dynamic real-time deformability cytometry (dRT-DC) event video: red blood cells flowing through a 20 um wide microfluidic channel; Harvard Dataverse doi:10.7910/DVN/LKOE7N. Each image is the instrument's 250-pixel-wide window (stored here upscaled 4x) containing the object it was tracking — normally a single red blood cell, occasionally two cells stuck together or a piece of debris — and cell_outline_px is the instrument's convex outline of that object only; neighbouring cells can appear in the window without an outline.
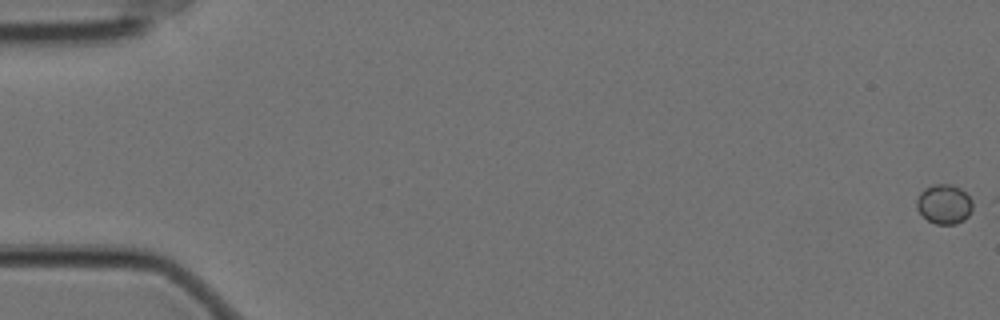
{"species": "Egyptian fruit bat (a non-hibernating species)", "species_latin": "Rousettus aegyptiacus", "temperature_condition": "cold", "stored_images_in_passage": 9, "camera_frame_rate_fps": 3000, "um_per_image_px": 0.085, "animal": {"sex": "female"}, "frame": {"image": 1, "passage_image": 1, "time_ms": 0.0, "image_size_px": [1000, 320], "cell_outline_px": [[976, 200], [968, 216], [964, 220], [956, 224], [936, 224], [928, 220], [916, 208], [916, 200], [920, 192], [924, 188], [932, 184], [952, 184], [960, 188]], "centroid_in_image_um": [80.29, 17.33], "position_along_channel_um": 4.7, "area_um2": 13.24}}